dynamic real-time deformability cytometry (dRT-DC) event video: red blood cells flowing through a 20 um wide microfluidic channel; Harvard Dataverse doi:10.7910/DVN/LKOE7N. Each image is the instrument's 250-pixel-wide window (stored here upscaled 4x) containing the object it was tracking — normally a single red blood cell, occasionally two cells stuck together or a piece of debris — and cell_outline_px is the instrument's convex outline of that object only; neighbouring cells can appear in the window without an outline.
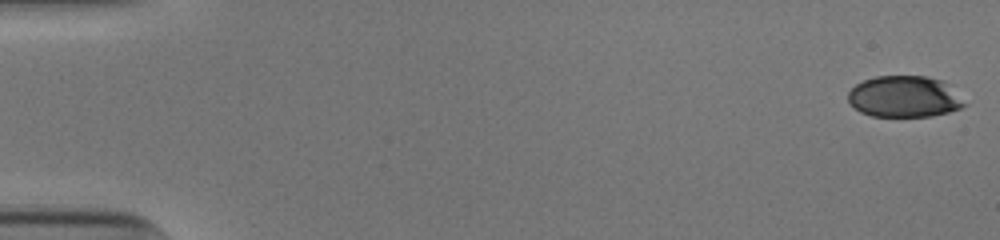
{"species": "human", "species_latin": "Homo sapiens", "temperature_condition": "cold", "stored_images_in_passage": 52, "camera_frame_rate_fps": 3000, "um_per_image_px": 0.085, "donor": {"sex": "male"}, "frame": {"image": 1, "passage_image": 1, "time_ms": 0.0, "image_size_px": [1000, 240], "cell_outline_px": [[968, 104], [960, 108], [948, 112], [932, 116], [872, 116], [860, 112], [848, 100], [848, 92], [856, 84], [864, 80], [876, 76], [928, 76], [940, 80]], "centroid_in_image_um": [76.84, 8.22], "position_along_channel_um": 8.2, "area_um2": 27.69}}
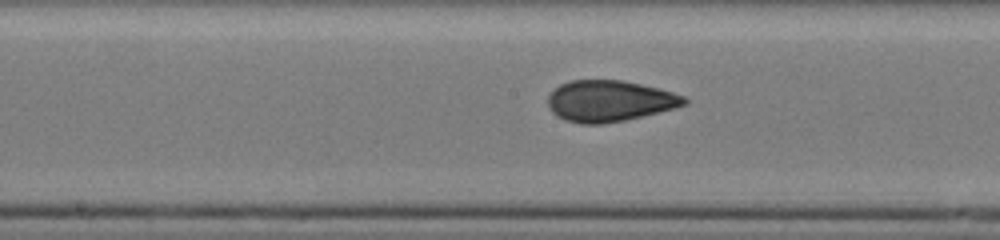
{"frame": {"image": 2, "passage_image": 28, "time_ms": 9.0, "image_size_px": [1000, 240], "cell_outline_px": [[688, 104], [676, 108], [624, 120], [600, 124], [580, 124], [564, 120], [556, 116], [548, 108], [548, 96], [560, 84], [568, 80], [620, 80], [640, 84], [672, 92], [684, 96], [688, 100]], "centroid_in_image_um": [51.78, 8.59], "position_along_channel_um": 196.4, "area_um2": 32.71}}
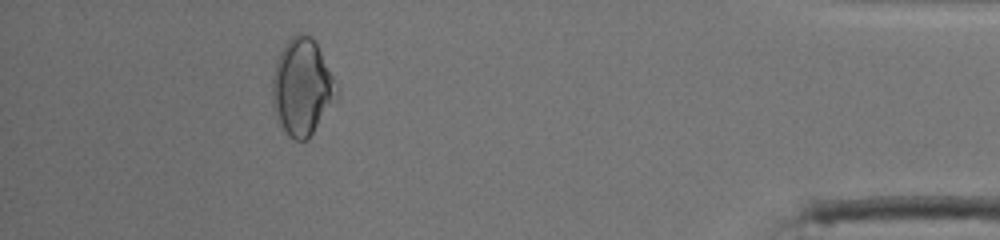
{"frame": {"image": 3, "passage_image": 48, "time_ms": 15.667, "image_size_px": [1000, 240], "cell_outline_px": [[340, 92], [336, 100], [308, 140], [296, 140], [288, 136], [276, 120], [272, 104], [272, 80], [276, 64], [280, 52], [284, 44], [296, 32], [300, 32], [312, 36]], "centroid_in_image_um": [25.66, 7.43], "position_along_channel_um": 409.5, "area_um2": 36.24}, "authors_computed_cell_mechanics": {"area_um2": 32.4258, "velocity_mm_per_s": 3.9454, "shape_relaxation_time_tau1_ms": 8.7742, "shape_relaxation_time_tau2_ms": 1.3585, "deformation_change_tau1": 0.1645, "deformation_change_tau2": 0.0596}}